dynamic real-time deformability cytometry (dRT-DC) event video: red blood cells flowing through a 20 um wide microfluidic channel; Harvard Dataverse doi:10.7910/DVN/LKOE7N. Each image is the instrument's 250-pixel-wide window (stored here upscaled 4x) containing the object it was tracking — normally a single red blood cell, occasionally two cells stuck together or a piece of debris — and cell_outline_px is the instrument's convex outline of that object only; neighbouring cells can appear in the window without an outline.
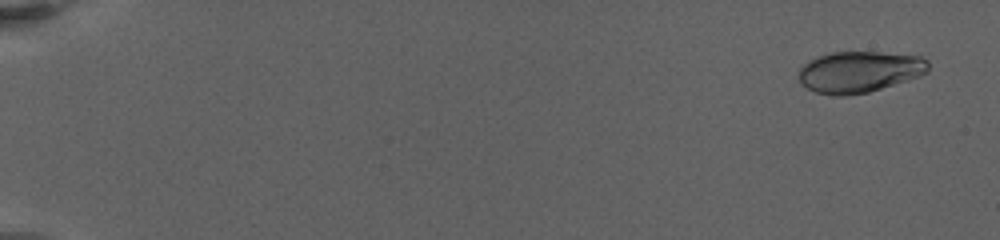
{"species": "human", "species_latin": "Homo sapiens", "temperature_condition": "warm", "stored_images_in_passage": 13, "camera_frame_rate_fps": 3000, "um_per_image_px": 0.085, "donor": {"sex": "female"}, "frame": {"image": 1, "passage_image": 3, "time_ms": 1.0, "image_size_px": [1000, 240], "cell_outline_px": [[928, 72], [920, 76], [868, 92], [844, 96], [836, 96], [816, 92], [800, 84], [800, 68], [808, 60], [832, 52], [876, 52], [920, 56], [928, 60]], "centroid_in_image_um": [73.05, 6.1], "position_along_channel_um": 12.0, "area_um2": 30.98}}
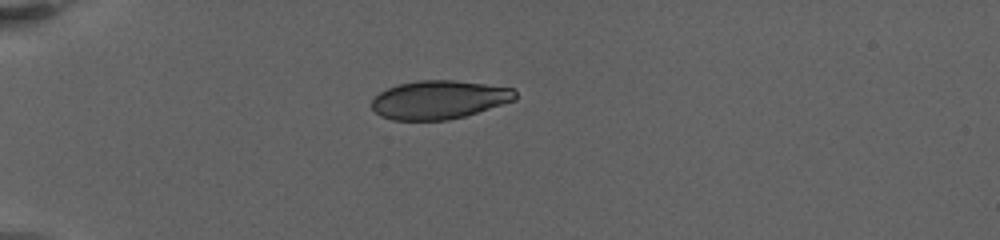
{"frame": {"image": 2, "passage_image": 9, "time_ms": 6.667, "image_size_px": [1000, 240], "cell_outline_px": [[516, 100], [464, 116], [448, 120], [392, 120], [380, 116], [372, 108], [372, 100], [380, 92], [388, 88], [400, 84], [420, 80], [452, 80], [484, 84], [512, 88], [516, 92]], "centroid_in_image_um": [37.31, 8.48], "position_along_channel_um": 47.7, "area_um2": 31.96}}
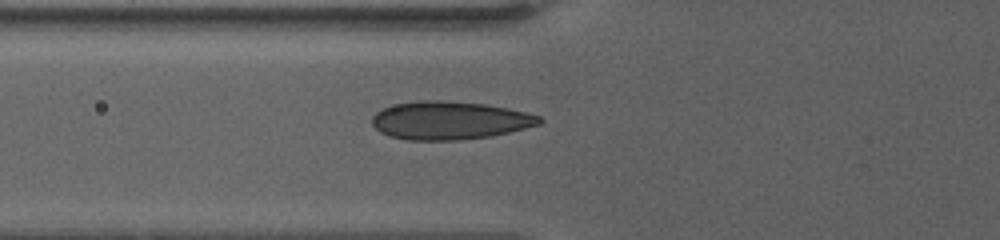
{"frame": {"image": 3, "passage_image": 13, "time_ms": 9.0, "image_size_px": [1000, 240], "cell_outline_px": [[544, 120], [540, 124], [492, 136], [460, 140], [408, 140], [392, 136], [380, 132], [372, 124], [372, 116], [376, 112], [384, 108], [396, 104], [420, 100], [440, 100], [484, 104], [508, 108], [540, 116]], "centroid_in_image_um": [38.22, 10.24], "position_along_channel_um": 87.6, "area_um2": 36.99}}